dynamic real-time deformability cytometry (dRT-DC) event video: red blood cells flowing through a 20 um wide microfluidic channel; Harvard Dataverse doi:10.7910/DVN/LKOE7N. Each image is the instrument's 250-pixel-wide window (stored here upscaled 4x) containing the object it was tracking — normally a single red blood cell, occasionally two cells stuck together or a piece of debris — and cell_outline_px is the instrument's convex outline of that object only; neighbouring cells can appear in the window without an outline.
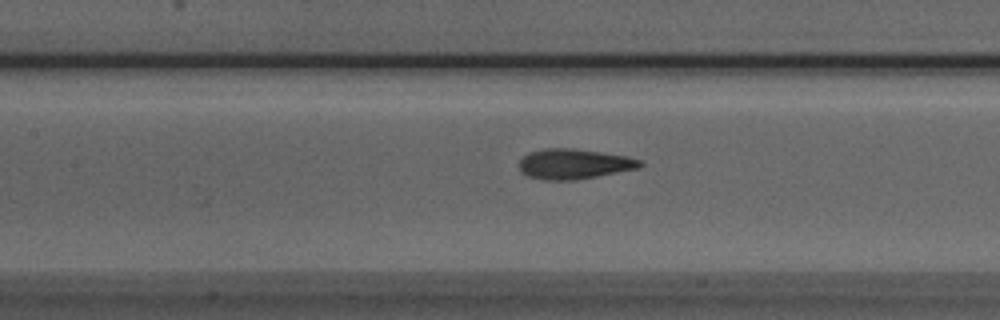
{"species": "Egyptian fruit bat (a non-hibernating species)", "species_latin": "Rousettus aegyptiacus", "temperature_condition": "room temperature", "stored_images_in_passage": 50, "camera_frame_rate_fps": 3000, "um_per_image_px": 0.085, "animal": {"sex": "male"}, "frame": {"image": 1, "passage_image": 21, "time_ms": 6.667, "image_size_px": [1000, 320], "cell_outline_px": [[644, 164], [640, 168], [576, 180], [544, 180], [528, 176], [520, 172], [520, 160], [524, 156], [532, 152], [544, 148], [572, 148], [628, 156], [640, 160]], "centroid_in_image_um": [48.81, 13.94], "position_along_channel_um": 158.6, "area_um2": 21.21}}
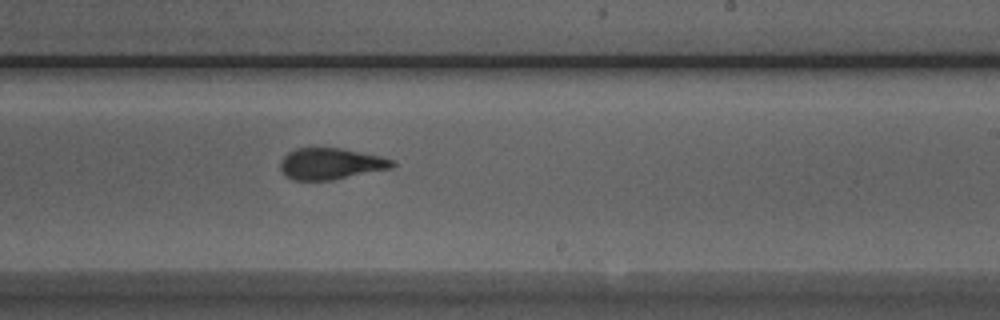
{"frame": {"image": 2, "passage_image": 29, "time_ms": 9.333, "image_size_px": [1000, 320], "cell_outline_px": [[396, 164], [392, 168], [332, 180], [292, 180], [284, 176], [280, 168], [280, 160], [288, 152], [296, 148], [340, 148], [380, 156], [396, 160]], "centroid_in_image_um": [28.1, 13.92], "position_along_channel_um": 260.9, "area_um2": 20.58}}
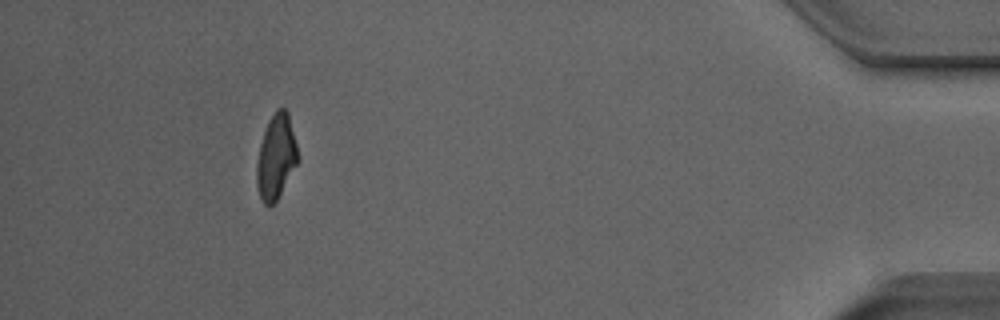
{"frame": {"image": 3, "passage_image": 46, "time_ms": 15.0, "image_size_px": [1000, 320], "cell_outline_px": [[300, 160], [276, 200], [272, 204], [264, 204], [260, 200], [256, 184], [256, 164], [260, 144], [268, 120], [276, 108], [284, 108], [288, 112], [300, 156]], "centroid_in_image_um": [23.47, 13.31], "position_along_channel_um": 411.7, "area_um2": 20.52}, "authors_computed_cell_mechanics": {"area_um2": 20.8947, "velocity_mm_per_s": 3.8469, "shape_relaxation_time_tau1_ms": 5.6547, "shape_relaxation_time_tau2_ms": 1.6068, "deformation_change_tau1": 0.1714, "deformation_change_tau2": 0.0769}}